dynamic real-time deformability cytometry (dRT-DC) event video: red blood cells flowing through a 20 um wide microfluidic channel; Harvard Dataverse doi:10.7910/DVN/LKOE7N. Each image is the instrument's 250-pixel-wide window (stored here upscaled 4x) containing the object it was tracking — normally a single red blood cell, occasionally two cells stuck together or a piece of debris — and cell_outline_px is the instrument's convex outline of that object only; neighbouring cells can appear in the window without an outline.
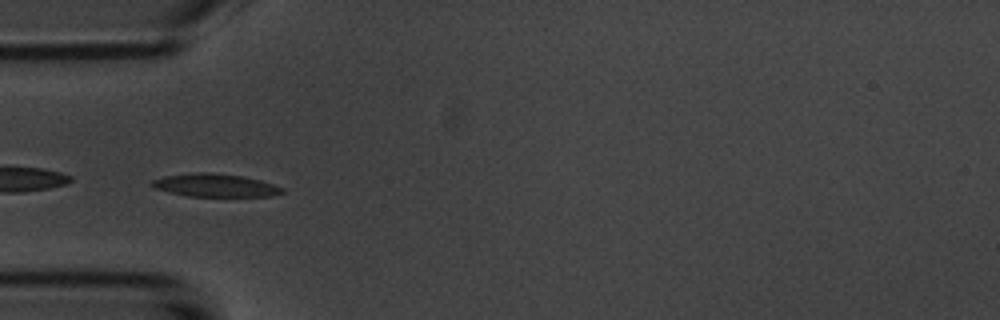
{"species": "common noctule bat (a hibernating species)", "species_latin": "Nyctalus noctula", "temperature_condition": "room temperature", "stored_images_in_passage": 54, "camera_frame_rate_fps": 3000, "um_per_image_px": 0.085, "animal": {"sex": "male", "body_mass_g": 20.1, "forearm_length_mm": 53.5}, "frame": {"image": 1, "passage_image": 16, "time_ms": 5.0, "image_size_px": [1000, 320], "cell_outline_px": [[284, 192], [272, 196], [188, 196], [152, 188], [148, 184], [152, 180], [164, 176], [192, 172], [208, 172], [244, 176], [260, 180], [284, 188]], "centroid_in_image_um": [18.24, 15.74], "position_along_channel_um": 66.8, "area_um2": 17.57}}
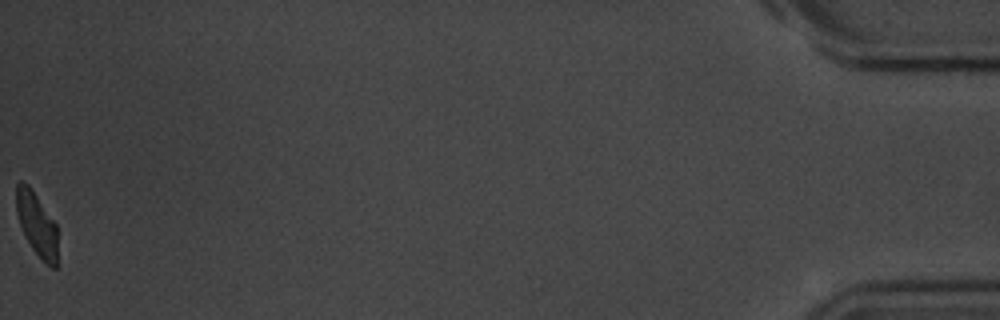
{"frame": {"image": 2, "passage_image": 54, "time_ms": 17.667, "image_size_px": [1000, 320], "cell_outline_px": [[56, 268], [52, 268], [32, 248], [20, 224], [16, 212], [16, 184], [20, 180], [24, 180], [32, 188], [56, 224]], "centroid_in_image_um": [3.1, 18.96], "position_along_channel_um": 432.1, "area_um2": 14.97}, "authors_computed_cell_mechanics": {"area_um2": 17.34, "velocity_mm_per_s": 3.6733, "shape_relaxation_time_tau1_ms": 2.4187, "shape_relaxation_time_tau2_ms": 2.9396, "deformation_change_tau1": 0.1466, "deformation_change_tau2": 0.0931}}